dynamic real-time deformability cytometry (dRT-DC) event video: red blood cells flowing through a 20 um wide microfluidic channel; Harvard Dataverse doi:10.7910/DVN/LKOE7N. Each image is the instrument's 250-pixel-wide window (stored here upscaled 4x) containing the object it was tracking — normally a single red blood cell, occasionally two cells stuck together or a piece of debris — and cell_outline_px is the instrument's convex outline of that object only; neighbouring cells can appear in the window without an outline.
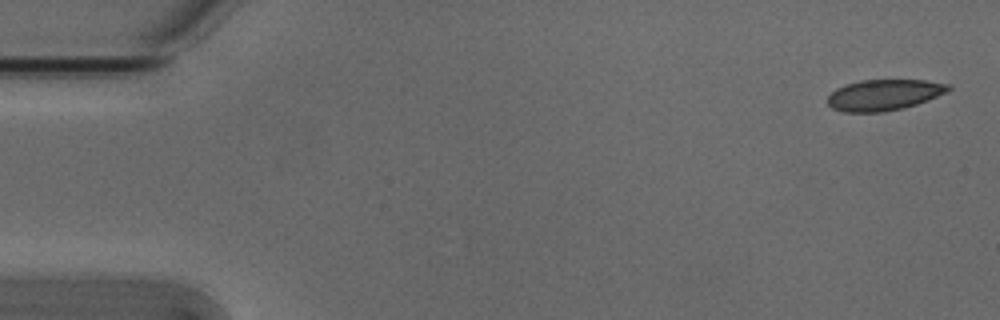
{"species": "Egyptian fruit bat (a non-hibernating species)", "species_latin": "Rousettus aegyptiacus", "temperature_condition": "cold", "stored_images_in_passage": 6, "camera_frame_rate_fps": 3000, "um_per_image_px": 0.085, "animal": {"sex": "male"}, "frame": {"image": 1, "passage_image": 1, "time_ms": 0.0, "image_size_px": [1000, 320], "cell_outline_px": [[952, 88], [948, 92], [928, 100], [904, 108], [884, 112], [844, 112], [832, 108], [828, 104], [828, 96], [836, 88], [860, 80], [924, 80], [948, 84]], "centroid_in_image_um": [75.15, 8.07], "position_along_channel_um": 9.8, "area_um2": 21.79}}
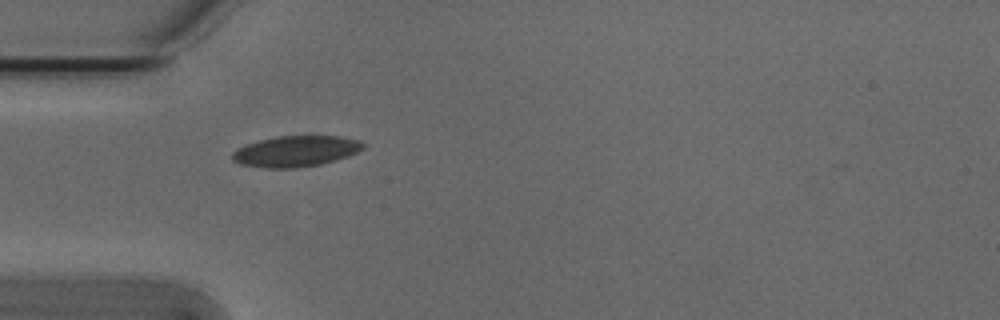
{"frame": {"image": 2, "passage_image": 5, "time_ms": 1.333, "image_size_px": [1000, 320], "cell_outline_px": [[364, 148], [348, 156], [336, 160], [320, 164], [292, 168], [264, 168], [240, 164], [232, 160], [232, 152], [248, 144], [260, 140], [276, 136], [340, 136], [360, 140], [364, 144]], "centroid_in_image_um": [25.15, 12.85], "position_along_channel_um": 59.8, "area_um2": 23.41}}
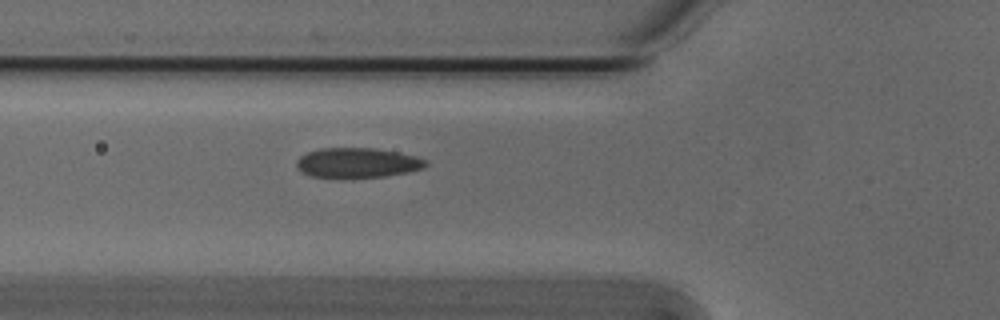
{"frame": {"image": 3, "passage_image": 6, "time_ms": 1.667, "image_size_px": [1000, 320], "cell_outline_px": [[428, 164], [424, 168], [408, 172], [384, 176], [352, 180], [312, 176], [300, 172], [296, 168], [296, 160], [300, 156], [308, 152], [320, 148], [376, 148], [416, 156], [428, 160]], "centroid_in_image_um": [30.35, 13.87], "position_along_channel_um": 95.4, "area_um2": 23.24}}